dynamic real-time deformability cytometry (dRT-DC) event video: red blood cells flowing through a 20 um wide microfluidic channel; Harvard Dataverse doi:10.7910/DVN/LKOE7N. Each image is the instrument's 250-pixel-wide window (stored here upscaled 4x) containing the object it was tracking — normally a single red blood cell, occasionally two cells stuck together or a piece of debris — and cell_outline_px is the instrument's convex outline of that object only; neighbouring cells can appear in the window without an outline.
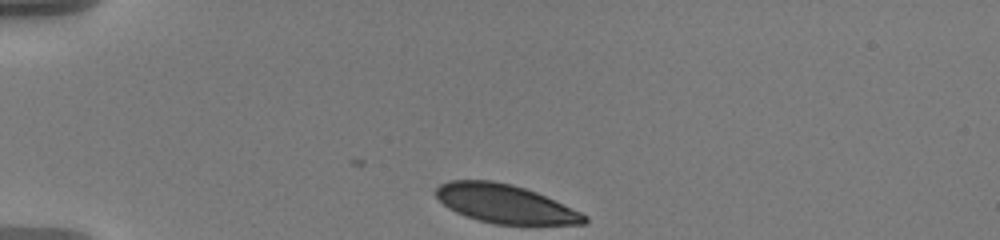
{"species": "human", "species_latin": "Homo sapiens", "temperature_condition": "warm", "stored_images_in_passage": 32, "camera_frame_rate_fps": 3000, "um_per_image_px": 0.085, "donor": {"sex": "male"}, "frame": {"image": 1, "passage_image": 1, "time_ms": 0.0, "image_size_px": [1000, 240], "cell_outline_px": [[588, 220], [584, 224], [496, 224], [480, 220], [456, 212], [448, 208], [436, 196], [436, 188], [440, 184], [448, 180], [492, 180], [512, 184], [536, 192], [580, 212], [588, 216]], "centroid_in_image_um": [42.92, 17.31], "position_along_channel_um": 42.1, "area_um2": 33.0}}
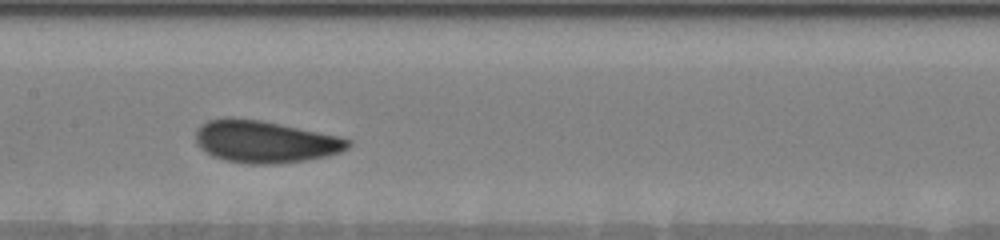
{"frame": {"image": 2, "passage_image": 13, "time_ms": 5.333, "image_size_px": [1000, 240], "cell_outline_px": [[352, 144], [348, 148], [340, 152], [328, 156], [280, 164], [248, 164], [224, 160], [212, 156], [200, 148], [196, 144], [196, 128], [200, 124], [208, 120], [224, 116], [232, 116], [260, 120], [340, 136], [352, 140]], "centroid_in_image_um": [22.49, 12.03], "position_along_channel_um": 184.9, "area_um2": 37.97}}
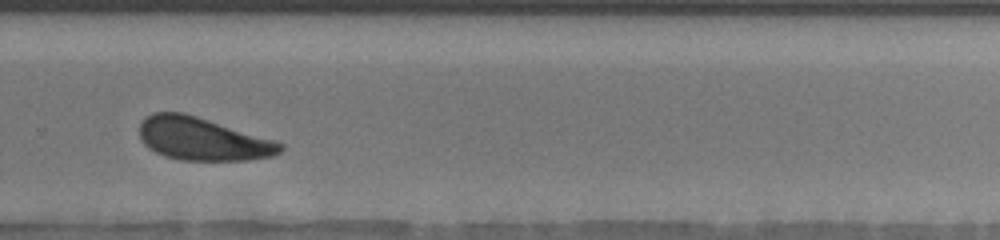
{"frame": {"image": 3, "passage_image": 22, "time_ms": 9.0, "image_size_px": [1000, 240], "cell_outline_px": [[284, 148], [280, 152], [272, 156], [248, 160], [180, 160], [164, 156], [148, 148], [140, 140], [140, 120], [152, 112], [184, 112], [276, 140], [284, 144]], "centroid_in_image_um": [17.21, 11.8], "position_along_channel_um": 312.6, "area_um2": 35.49}, "authors_computed_cell_mechanics": {"area_um2": 36.0961, "velocity_mm_per_s": 3.4994, "shape_relaxation_time_tau1_ms": 3.4031, "shape_relaxation_time_tau2_ms": 8.8563, "deformation_change_tau1": 0.0996, "deformation_change_tau2": 0.1265}}